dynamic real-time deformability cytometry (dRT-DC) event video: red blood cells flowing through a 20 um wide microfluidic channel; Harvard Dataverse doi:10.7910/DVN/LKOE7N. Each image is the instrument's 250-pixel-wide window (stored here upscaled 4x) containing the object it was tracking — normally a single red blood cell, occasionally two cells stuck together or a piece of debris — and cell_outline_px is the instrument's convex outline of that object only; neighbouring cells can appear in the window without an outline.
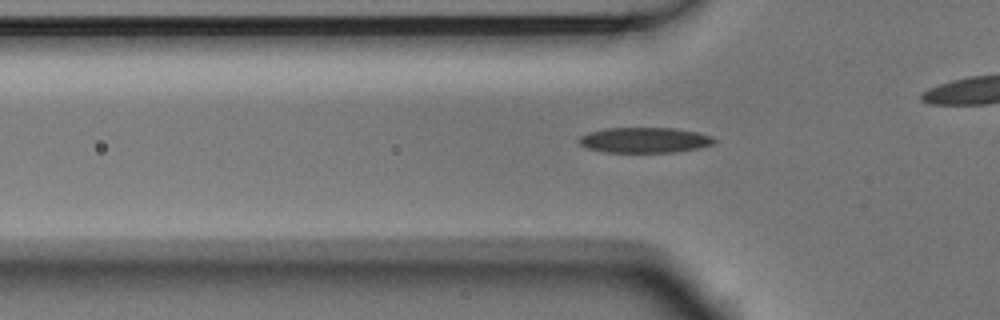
{"species": "Egyptian fruit bat (a non-hibernating species)", "species_latin": "Rousettus aegyptiacus", "temperature_condition": "room temperature", "stored_images_in_passage": 43, "camera_frame_rate_fps": 3000, "um_per_image_px": 0.085, "animal": {"sex": "male"}, "frame": {"image": 1, "passage_image": 16, "time_ms": 5.0, "image_size_px": [1000, 320], "cell_outline_px": [[716, 140], [712, 144], [700, 148], [676, 152], [604, 152], [588, 148], [580, 144], [576, 140], [580, 136], [588, 132], [608, 128], [676, 128], [696, 132], [712, 136]], "centroid_in_image_um": [54.78, 11.91], "position_along_channel_um": 71.0, "area_um2": 20.06}}
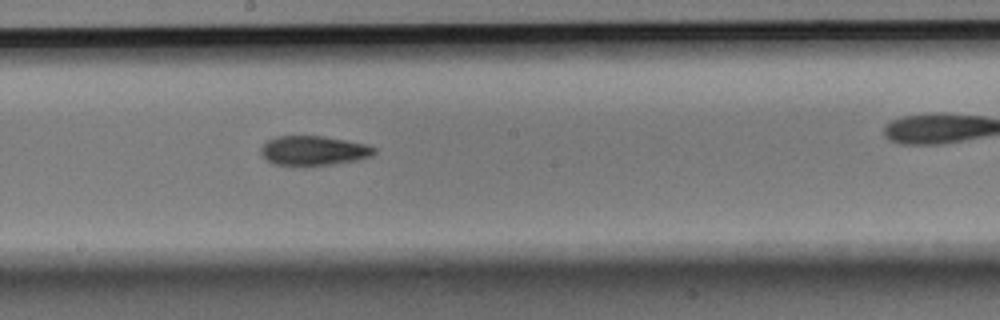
{"frame": {"image": 2, "passage_image": 28, "time_ms": 9.0, "image_size_px": [1000, 320], "cell_outline_px": [[376, 152], [372, 156], [356, 160], [332, 164], [276, 164], [268, 160], [260, 152], [260, 148], [268, 140], [276, 136], [320, 136], [344, 140], [364, 144], [376, 148]], "centroid_in_image_um": [26.66, 12.78], "position_along_channel_um": 221.5, "area_um2": 18.9}}
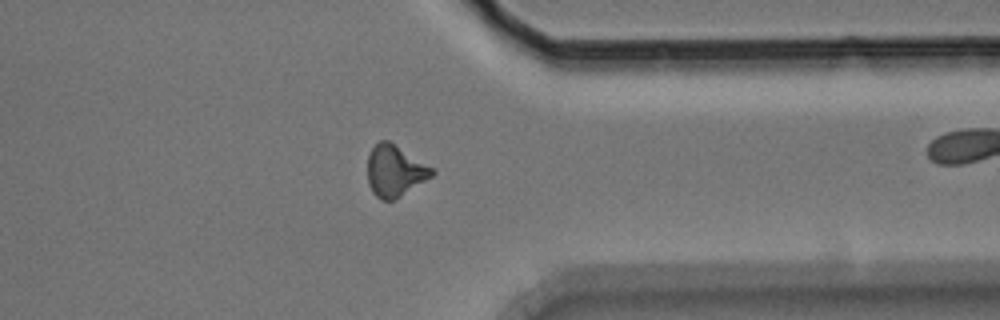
{"frame": {"image": 3, "passage_image": 41, "time_ms": 13.333, "image_size_px": [1000, 320], "cell_outline_px": [[436, 172], [432, 176], [400, 196], [392, 200], [380, 200], [372, 192], [368, 184], [368, 156], [372, 148], [380, 140], [388, 140], [436, 168]], "centroid_in_image_um": [33.58, 14.51], "position_along_channel_um": 377.8, "area_um2": 19.36}}